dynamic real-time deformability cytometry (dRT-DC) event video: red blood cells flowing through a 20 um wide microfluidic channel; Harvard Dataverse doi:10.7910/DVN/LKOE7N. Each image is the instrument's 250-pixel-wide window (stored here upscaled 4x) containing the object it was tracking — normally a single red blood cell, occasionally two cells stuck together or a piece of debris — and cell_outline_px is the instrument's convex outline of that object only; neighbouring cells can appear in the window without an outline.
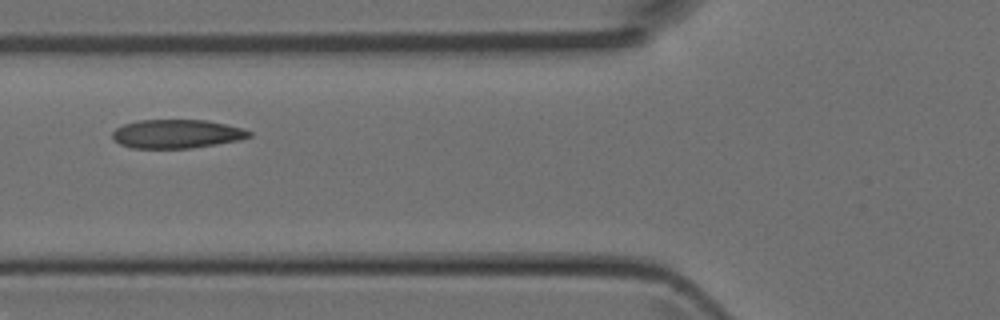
{"species": "Egyptian fruit bat (a non-hibernating species)", "species_latin": "Rousettus aegyptiacus", "temperature_condition": "room temperature", "stored_images_in_passage": 5, "camera_frame_rate_fps": 3000, "um_per_image_px": 0.085, "animal": {"sex": "female"}, "frame": {"image": 1, "passage_image": 5, "time_ms": 1.333, "image_size_px": [1000, 320], "cell_outline_px": [[252, 136], [240, 140], [192, 148], [132, 148], [120, 144], [112, 140], [112, 132], [116, 128], [124, 124], [136, 120], [208, 120], [244, 128], [252, 132]], "centroid_in_image_um": [15.03, 11.38], "position_along_channel_um": 110.8, "area_um2": 23.12}}